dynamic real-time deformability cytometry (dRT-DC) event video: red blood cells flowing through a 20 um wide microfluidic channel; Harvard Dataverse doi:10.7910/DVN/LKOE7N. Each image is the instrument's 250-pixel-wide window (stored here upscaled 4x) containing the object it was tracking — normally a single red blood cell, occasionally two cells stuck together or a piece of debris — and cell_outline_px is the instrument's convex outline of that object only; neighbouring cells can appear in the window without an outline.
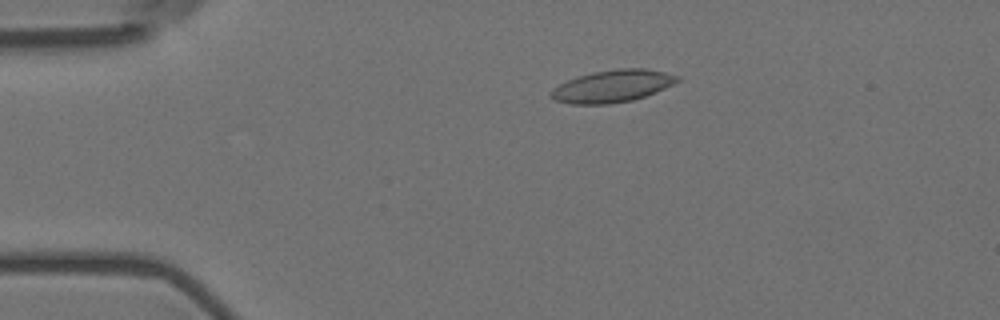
{"species": "Egyptian fruit bat (a non-hibernating species)", "species_latin": "Rousettus aegyptiacus", "temperature_condition": "room temperature", "stored_images_in_passage": 52, "camera_frame_rate_fps": 3000, "um_per_image_px": 0.085, "animal": {"sex": "female"}, "frame": {"image": 1, "passage_image": 7, "time_ms": 2.0, "image_size_px": [1000, 320], "cell_outline_px": [[680, 80], [656, 92], [632, 100], [608, 104], [572, 104], [552, 100], [552, 88], [568, 80], [592, 72], [620, 68], [644, 68], [664, 72], [680, 76]], "centroid_in_image_um": [52.06, 7.32], "position_along_channel_um": 32.9, "area_um2": 23.52}}
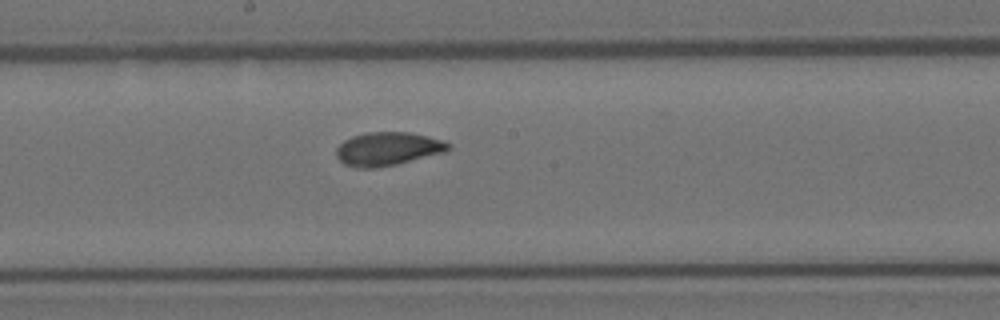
{"frame": {"image": 2, "passage_image": 26, "time_ms": 8.333, "image_size_px": [1000, 320], "cell_outline_px": [[452, 148], [444, 152], [396, 164], [376, 168], [352, 168], [344, 164], [336, 156], [336, 148], [344, 140], [352, 136], [368, 132], [412, 132], [444, 140], [452, 144]], "centroid_in_image_um": [32.96, 12.65], "position_along_channel_um": 215.2, "area_um2": 22.02}}
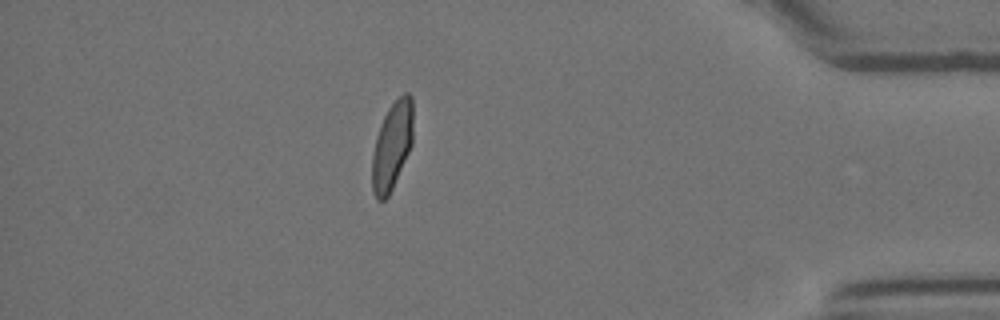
{"frame": {"image": 3, "passage_image": 45, "time_ms": 14.667, "image_size_px": [1000, 320], "cell_outline_px": [[412, 144], [392, 188], [388, 196], [384, 200], [376, 200], [372, 192], [372, 156], [376, 136], [380, 124], [388, 108], [404, 92], [408, 92], [412, 96]], "centroid_in_image_um": [33.3, 12.39], "position_along_channel_um": 401.9, "area_um2": 20.87}, "authors_computed_cell_mechanics": {"area_um2": 21.675, "velocity_mm_per_s": 3.5957, "shape_relaxation_time_tau1_ms": 8.068, "shape_relaxation_time_tau2_ms": 0.9411, "deformation_change_tau1": 0.1801, "deformation_change_tau2": 0.036}}